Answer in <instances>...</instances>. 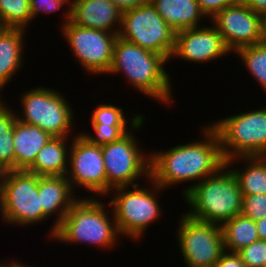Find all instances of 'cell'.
<instances>
[{"label": "cell", "mask_w": 266, "mask_h": 267, "mask_svg": "<svg viewBox=\"0 0 266 267\" xmlns=\"http://www.w3.org/2000/svg\"><path fill=\"white\" fill-rule=\"evenodd\" d=\"M205 124L199 130L201 140L198 138L199 140L181 143L160 151L152 149L150 179L166 191L175 187L174 185L177 188L178 184L188 183L183 187L181 194L183 197L193 186L215 174L225 165L218 134L209 122Z\"/></svg>", "instance_id": "obj_1"}, {"label": "cell", "mask_w": 266, "mask_h": 267, "mask_svg": "<svg viewBox=\"0 0 266 267\" xmlns=\"http://www.w3.org/2000/svg\"><path fill=\"white\" fill-rule=\"evenodd\" d=\"M168 62L164 55L117 37L107 75H123L133 90L168 107L175 102Z\"/></svg>", "instance_id": "obj_2"}, {"label": "cell", "mask_w": 266, "mask_h": 267, "mask_svg": "<svg viewBox=\"0 0 266 267\" xmlns=\"http://www.w3.org/2000/svg\"><path fill=\"white\" fill-rule=\"evenodd\" d=\"M105 201L83 196L79 198L57 226L50 240L67 245H91L90 248L97 247L103 251L114 249L122 237L118 232L111 206Z\"/></svg>", "instance_id": "obj_3"}, {"label": "cell", "mask_w": 266, "mask_h": 267, "mask_svg": "<svg viewBox=\"0 0 266 267\" xmlns=\"http://www.w3.org/2000/svg\"><path fill=\"white\" fill-rule=\"evenodd\" d=\"M242 193L232 170L225 164L192 187L184 196L189 216L222 226L241 214Z\"/></svg>", "instance_id": "obj_4"}, {"label": "cell", "mask_w": 266, "mask_h": 267, "mask_svg": "<svg viewBox=\"0 0 266 267\" xmlns=\"http://www.w3.org/2000/svg\"><path fill=\"white\" fill-rule=\"evenodd\" d=\"M146 182L147 185L144 186L138 184L116 187L107 195V198L111 196L108 198L111 199L108 203L113 211L120 236L134 242L142 239L149 226L164 216L159 197L165 189L152 179Z\"/></svg>", "instance_id": "obj_5"}, {"label": "cell", "mask_w": 266, "mask_h": 267, "mask_svg": "<svg viewBox=\"0 0 266 267\" xmlns=\"http://www.w3.org/2000/svg\"><path fill=\"white\" fill-rule=\"evenodd\" d=\"M64 95L57 88L48 86L30 88L20 95L18 101L21 110L17 112L15 109L16 118L23 123L38 126L52 137H72L76 112Z\"/></svg>", "instance_id": "obj_6"}, {"label": "cell", "mask_w": 266, "mask_h": 267, "mask_svg": "<svg viewBox=\"0 0 266 267\" xmlns=\"http://www.w3.org/2000/svg\"><path fill=\"white\" fill-rule=\"evenodd\" d=\"M0 218L7 226L31 227L48 220L38 194V175L28 170L0 173Z\"/></svg>", "instance_id": "obj_7"}, {"label": "cell", "mask_w": 266, "mask_h": 267, "mask_svg": "<svg viewBox=\"0 0 266 267\" xmlns=\"http://www.w3.org/2000/svg\"><path fill=\"white\" fill-rule=\"evenodd\" d=\"M216 120L209 124L218 134L225 161L266 156V106Z\"/></svg>", "instance_id": "obj_8"}, {"label": "cell", "mask_w": 266, "mask_h": 267, "mask_svg": "<svg viewBox=\"0 0 266 267\" xmlns=\"http://www.w3.org/2000/svg\"><path fill=\"white\" fill-rule=\"evenodd\" d=\"M145 116L117 141L102 145V153L107 176V195L116 187L134 186L150 179V150L140 147L136 137L143 128Z\"/></svg>", "instance_id": "obj_9"}, {"label": "cell", "mask_w": 266, "mask_h": 267, "mask_svg": "<svg viewBox=\"0 0 266 267\" xmlns=\"http://www.w3.org/2000/svg\"><path fill=\"white\" fill-rule=\"evenodd\" d=\"M175 234L185 267H215L225 252L220 225L195 219L183 212Z\"/></svg>", "instance_id": "obj_10"}, {"label": "cell", "mask_w": 266, "mask_h": 267, "mask_svg": "<svg viewBox=\"0 0 266 267\" xmlns=\"http://www.w3.org/2000/svg\"><path fill=\"white\" fill-rule=\"evenodd\" d=\"M176 33L150 2L122 12L118 37L170 60Z\"/></svg>", "instance_id": "obj_11"}, {"label": "cell", "mask_w": 266, "mask_h": 267, "mask_svg": "<svg viewBox=\"0 0 266 267\" xmlns=\"http://www.w3.org/2000/svg\"><path fill=\"white\" fill-rule=\"evenodd\" d=\"M73 135L69 150L66 177L72 190L81 198L76 189L86 190L84 198H102L107 196V176L102 153V145L91 144L79 131ZM77 192V193H76ZM91 193L92 196L89 195Z\"/></svg>", "instance_id": "obj_12"}, {"label": "cell", "mask_w": 266, "mask_h": 267, "mask_svg": "<svg viewBox=\"0 0 266 267\" xmlns=\"http://www.w3.org/2000/svg\"><path fill=\"white\" fill-rule=\"evenodd\" d=\"M60 31L74 60L82 66L85 73L90 76L108 73L118 34L81 27L71 21L61 26Z\"/></svg>", "instance_id": "obj_13"}, {"label": "cell", "mask_w": 266, "mask_h": 267, "mask_svg": "<svg viewBox=\"0 0 266 267\" xmlns=\"http://www.w3.org/2000/svg\"><path fill=\"white\" fill-rule=\"evenodd\" d=\"M209 22L220 33L232 55L238 49L262 40V16L248 8L241 0L217 12Z\"/></svg>", "instance_id": "obj_14"}, {"label": "cell", "mask_w": 266, "mask_h": 267, "mask_svg": "<svg viewBox=\"0 0 266 267\" xmlns=\"http://www.w3.org/2000/svg\"><path fill=\"white\" fill-rule=\"evenodd\" d=\"M207 24L177 32L170 61L171 58H180L186 63L200 65L230 56L232 53L227 49L220 33L211 23Z\"/></svg>", "instance_id": "obj_15"}, {"label": "cell", "mask_w": 266, "mask_h": 267, "mask_svg": "<svg viewBox=\"0 0 266 267\" xmlns=\"http://www.w3.org/2000/svg\"><path fill=\"white\" fill-rule=\"evenodd\" d=\"M38 194L43 214L48 219L56 217L53 218L54 222L50 225L52 227L46 233L51 239L57 226L79 197L72 190L66 176H38Z\"/></svg>", "instance_id": "obj_16"}, {"label": "cell", "mask_w": 266, "mask_h": 267, "mask_svg": "<svg viewBox=\"0 0 266 267\" xmlns=\"http://www.w3.org/2000/svg\"><path fill=\"white\" fill-rule=\"evenodd\" d=\"M122 11L110 0H71L70 21L78 26L119 34Z\"/></svg>", "instance_id": "obj_17"}, {"label": "cell", "mask_w": 266, "mask_h": 267, "mask_svg": "<svg viewBox=\"0 0 266 267\" xmlns=\"http://www.w3.org/2000/svg\"><path fill=\"white\" fill-rule=\"evenodd\" d=\"M26 32L24 29L0 27V92L24 68Z\"/></svg>", "instance_id": "obj_18"}, {"label": "cell", "mask_w": 266, "mask_h": 267, "mask_svg": "<svg viewBox=\"0 0 266 267\" xmlns=\"http://www.w3.org/2000/svg\"><path fill=\"white\" fill-rule=\"evenodd\" d=\"M52 136L38 126L23 123L16 119L13 130L14 170H27L39 150Z\"/></svg>", "instance_id": "obj_19"}, {"label": "cell", "mask_w": 266, "mask_h": 267, "mask_svg": "<svg viewBox=\"0 0 266 267\" xmlns=\"http://www.w3.org/2000/svg\"><path fill=\"white\" fill-rule=\"evenodd\" d=\"M71 141L72 137H52L27 170L38 176H66Z\"/></svg>", "instance_id": "obj_20"}, {"label": "cell", "mask_w": 266, "mask_h": 267, "mask_svg": "<svg viewBox=\"0 0 266 267\" xmlns=\"http://www.w3.org/2000/svg\"><path fill=\"white\" fill-rule=\"evenodd\" d=\"M150 2L175 32L201 27L202 21L206 18L197 0H151Z\"/></svg>", "instance_id": "obj_21"}, {"label": "cell", "mask_w": 266, "mask_h": 267, "mask_svg": "<svg viewBox=\"0 0 266 267\" xmlns=\"http://www.w3.org/2000/svg\"><path fill=\"white\" fill-rule=\"evenodd\" d=\"M225 164L234 173L242 195L266 194V156L236 157Z\"/></svg>", "instance_id": "obj_22"}, {"label": "cell", "mask_w": 266, "mask_h": 267, "mask_svg": "<svg viewBox=\"0 0 266 267\" xmlns=\"http://www.w3.org/2000/svg\"><path fill=\"white\" fill-rule=\"evenodd\" d=\"M221 228L227 252H238L243 247L259 240L255 221L242 214L227 220Z\"/></svg>", "instance_id": "obj_23"}, {"label": "cell", "mask_w": 266, "mask_h": 267, "mask_svg": "<svg viewBox=\"0 0 266 267\" xmlns=\"http://www.w3.org/2000/svg\"><path fill=\"white\" fill-rule=\"evenodd\" d=\"M0 97V173L14 170L13 130L16 122L15 109Z\"/></svg>", "instance_id": "obj_24"}, {"label": "cell", "mask_w": 266, "mask_h": 267, "mask_svg": "<svg viewBox=\"0 0 266 267\" xmlns=\"http://www.w3.org/2000/svg\"><path fill=\"white\" fill-rule=\"evenodd\" d=\"M241 60V66L253 77L266 93V44L263 42L238 49L234 53Z\"/></svg>", "instance_id": "obj_25"}, {"label": "cell", "mask_w": 266, "mask_h": 267, "mask_svg": "<svg viewBox=\"0 0 266 267\" xmlns=\"http://www.w3.org/2000/svg\"><path fill=\"white\" fill-rule=\"evenodd\" d=\"M33 22L29 0H0V27L28 30Z\"/></svg>", "instance_id": "obj_26"}, {"label": "cell", "mask_w": 266, "mask_h": 267, "mask_svg": "<svg viewBox=\"0 0 266 267\" xmlns=\"http://www.w3.org/2000/svg\"><path fill=\"white\" fill-rule=\"evenodd\" d=\"M125 115L127 114L122 107L102 101V103L97 104V107L93 108L88 121L91 124H103V126H135L144 117L140 113H133L129 121Z\"/></svg>", "instance_id": "obj_27"}, {"label": "cell", "mask_w": 266, "mask_h": 267, "mask_svg": "<svg viewBox=\"0 0 266 267\" xmlns=\"http://www.w3.org/2000/svg\"><path fill=\"white\" fill-rule=\"evenodd\" d=\"M134 126H103V124H91L93 132L81 131L80 134L91 144L104 145L117 141L130 131Z\"/></svg>", "instance_id": "obj_28"}, {"label": "cell", "mask_w": 266, "mask_h": 267, "mask_svg": "<svg viewBox=\"0 0 266 267\" xmlns=\"http://www.w3.org/2000/svg\"><path fill=\"white\" fill-rule=\"evenodd\" d=\"M30 3V12L32 16V20L35 21L40 15L44 14L50 15L51 13H55L61 9L66 8L62 14L63 18L60 21V26H63L67 22L70 21V6L71 0H29ZM66 6V7H65ZM64 7V8H63Z\"/></svg>", "instance_id": "obj_29"}, {"label": "cell", "mask_w": 266, "mask_h": 267, "mask_svg": "<svg viewBox=\"0 0 266 267\" xmlns=\"http://www.w3.org/2000/svg\"><path fill=\"white\" fill-rule=\"evenodd\" d=\"M247 267H263L266 265V241L257 240L237 252Z\"/></svg>", "instance_id": "obj_30"}, {"label": "cell", "mask_w": 266, "mask_h": 267, "mask_svg": "<svg viewBox=\"0 0 266 267\" xmlns=\"http://www.w3.org/2000/svg\"><path fill=\"white\" fill-rule=\"evenodd\" d=\"M241 214L257 221L266 217V194L242 195Z\"/></svg>", "instance_id": "obj_31"}, {"label": "cell", "mask_w": 266, "mask_h": 267, "mask_svg": "<svg viewBox=\"0 0 266 267\" xmlns=\"http://www.w3.org/2000/svg\"><path fill=\"white\" fill-rule=\"evenodd\" d=\"M201 11L211 19L217 12L222 11L227 6L234 4L237 0H197Z\"/></svg>", "instance_id": "obj_32"}, {"label": "cell", "mask_w": 266, "mask_h": 267, "mask_svg": "<svg viewBox=\"0 0 266 267\" xmlns=\"http://www.w3.org/2000/svg\"><path fill=\"white\" fill-rule=\"evenodd\" d=\"M215 267H247L241 259V256L237 252L225 251Z\"/></svg>", "instance_id": "obj_33"}, {"label": "cell", "mask_w": 266, "mask_h": 267, "mask_svg": "<svg viewBox=\"0 0 266 267\" xmlns=\"http://www.w3.org/2000/svg\"><path fill=\"white\" fill-rule=\"evenodd\" d=\"M122 12L150 3L151 0H110Z\"/></svg>", "instance_id": "obj_34"}, {"label": "cell", "mask_w": 266, "mask_h": 267, "mask_svg": "<svg viewBox=\"0 0 266 267\" xmlns=\"http://www.w3.org/2000/svg\"><path fill=\"white\" fill-rule=\"evenodd\" d=\"M248 8L260 16L266 14V0H241Z\"/></svg>", "instance_id": "obj_35"}, {"label": "cell", "mask_w": 266, "mask_h": 267, "mask_svg": "<svg viewBox=\"0 0 266 267\" xmlns=\"http://www.w3.org/2000/svg\"><path fill=\"white\" fill-rule=\"evenodd\" d=\"M255 223L259 239L266 241V217L255 221Z\"/></svg>", "instance_id": "obj_36"}, {"label": "cell", "mask_w": 266, "mask_h": 267, "mask_svg": "<svg viewBox=\"0 0 266 267\" xmlns=\"http://www.w3.org/2000/svg\"><path fill=\"white\" fill-rule=\"evenodd\" d=\"M7 260H4V261H2L1 260V262H0V267H35V266H30V265H26V263L24 264L23 262H20V261H18V259L17 260H12L11 259V261L10 260H8L7 262H6Z\"/></svg>", "instance_id": "obj_37"}, {"label": "cell", "mask_w": 266, "mask_h": 267, "mask_svg": "<svg viewBox=\"0 0 266 267\" xmlns=\"http://www.w3.org/2000/svg\"><path fill=\"white\" fill-rule=\"evenodd\" d=\"M261 29H262V40H261V42L266 44V14L262 16Z\"/></svg>", "instance_id": "obj_38"}]
</instances>
